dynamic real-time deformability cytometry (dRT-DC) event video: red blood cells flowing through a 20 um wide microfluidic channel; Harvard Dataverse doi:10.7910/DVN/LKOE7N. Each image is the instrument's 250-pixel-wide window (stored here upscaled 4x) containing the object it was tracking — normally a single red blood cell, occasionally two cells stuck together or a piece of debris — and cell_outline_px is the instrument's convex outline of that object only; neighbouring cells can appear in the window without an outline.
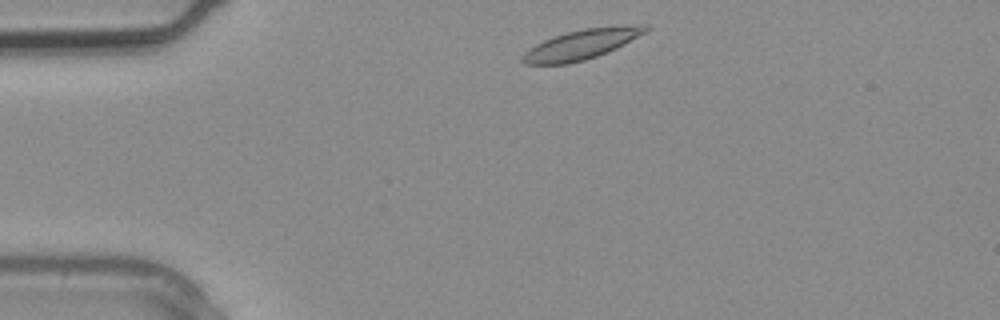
{"species": "common noctule bat (a hibernating species)", "species_latin": "Nyctalus noctula", "temperature_condition": "warm", "stored_images_in_passage": 2, "camera_frame_rate_fps": 3000, "um_per_image_px": 0.085, "animal": {"sex": "male", "body_mass_g": 20.4}, "frame": {"image": 1, "passage_image": 1, "time_ms": 0.0, "image_size_px": [1000, 320], "cell_outline_px": [[652, 28], [624, 44], [608, 52], [584, 60], [568, 64], [524, 64], [520, 60], [520, 56], [528, 48], [544, 40], [568, 32], [584, 28], [640, 24], [648, 24]], "centroid_in_image_um": [49.42, 3.77], "position_along_channel_um": 35.6, "area_um2": 21.39}}
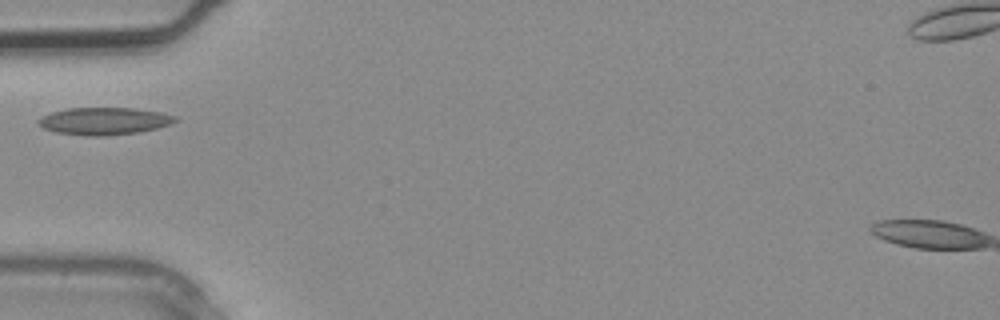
{"frame": {"image": 2, "passage_image": 2, "time_ms": 0.333, "image_size_px": [1000, 320], "cell_outline_px": [[180, 120], [172, 124], [140, 132], [104, 136], [88, 136], [56, 132], [44, 128], [36, 124], [36, 120], [52, 112], [68, 108], [136, 108], [160, 112], [176, 116]], "centroid_in_image_um": [8.89, 10.29], "position_along_channel_um": 76.1, "area_um2": 21.91}}